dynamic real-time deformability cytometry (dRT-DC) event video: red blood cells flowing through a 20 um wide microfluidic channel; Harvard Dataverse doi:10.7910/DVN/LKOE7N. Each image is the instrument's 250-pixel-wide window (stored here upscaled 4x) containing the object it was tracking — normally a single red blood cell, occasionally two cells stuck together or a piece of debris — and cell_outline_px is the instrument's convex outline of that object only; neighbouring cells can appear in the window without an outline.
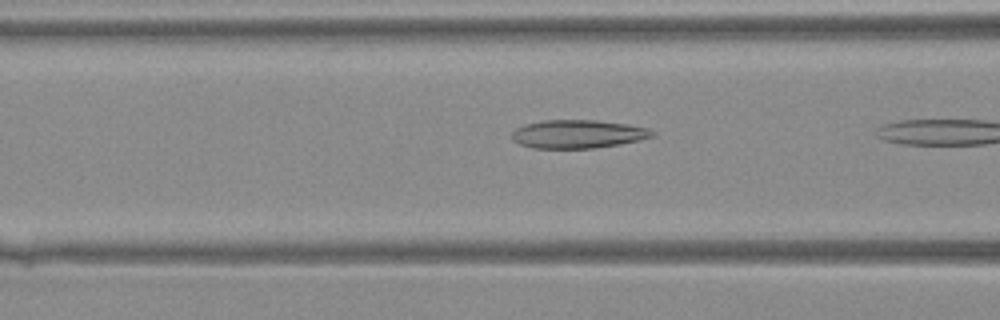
{"species": "Egyptian fruit bat (a non-hibernating species)", "species_latin": "Rousettus aegyptiacus", "temperature_condition": "warm", "stored_images_in_passage": 11, "camera_frame_rate_fps": 3000, "um_per_image_px": 0.085, "animal": {"sex": "female"}, "frame": {"image": 1, "passage_image": 10, "time_ms": 3.0, "image_size_px": [1000, 320], "cell_outline_px": [[656, 136], [620, 144], [596, 148], [532, 148], [520, 144], [512, 140], [512, 132], [516, 128], [524, 124], [544, 120], [596, 120], [628, 124], [648, 128], [656, 132]], "centroid_in_image_um": [49.13, 11.39], "position_along_channel_um": 117.5, "area_um2": 23.35}}